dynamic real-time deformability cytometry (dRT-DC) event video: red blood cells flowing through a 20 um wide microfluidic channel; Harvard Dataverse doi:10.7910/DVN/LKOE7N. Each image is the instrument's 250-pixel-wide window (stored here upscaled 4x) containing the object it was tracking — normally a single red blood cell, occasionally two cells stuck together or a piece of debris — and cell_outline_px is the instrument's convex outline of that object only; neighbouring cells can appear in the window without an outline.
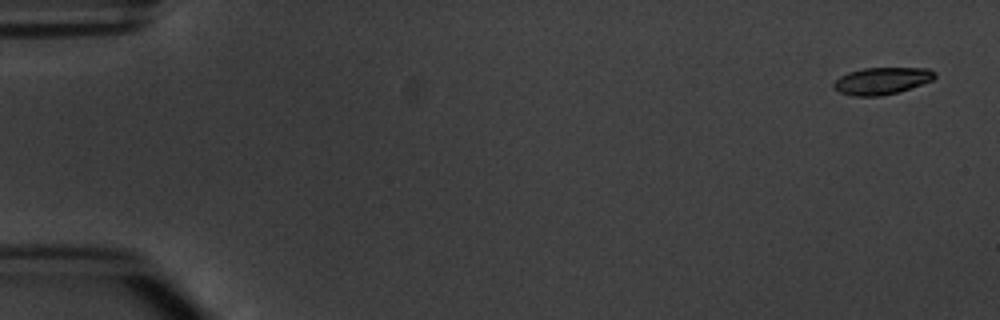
{"species": "common noctule bat (a hibernating species)", "species_latin": "Nyctalus noctula", "temperature_condition": "warm", "stored_images_in_passage": 5, "camera_frame_rate_fps": 3000, "um_per_image_px": 0.085, "animal": {"sex": "male", "body_mass_g": 20.1, "forearm_length_mm": 53.5}, "frame": {"image": 1, "passage_image": 1, "time_ms": 0.0, "image_size_px": [1000, 320], "cell_outline_px": [[936, 76], [932, 80], [900, 92], [880, 96], [852, 96], [840, 92], [832, 88], [832, 84], [840, 76], [848, 72], [864, 68], [928, 68], [936, 72]], "centroid_in_image_um": [74.94, 6.87], "position_along_channel_um": 10.1, "area_um2": 16.01}}
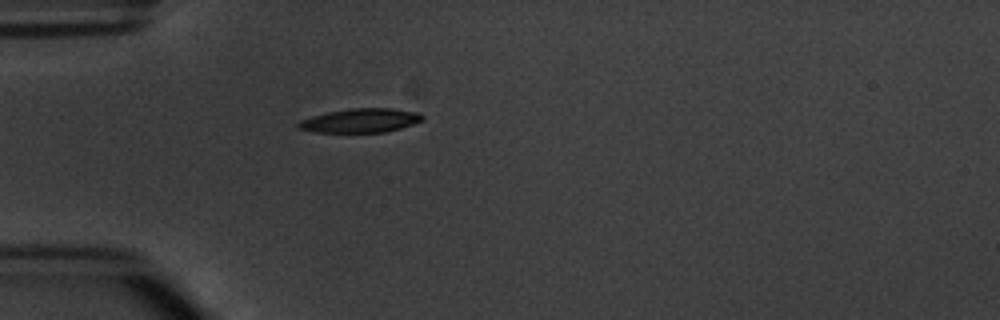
{"frame": {"image": 2, "passage_image": 5, "time_ms": 4.667, "image_size_px": [1000, 320], "cell_outline_px": [[424, 120], [400, 128], [384, 132], [316, 132], [296, 128], [296, 124], [300, 120], [312, 116], [328, 112], [352, 108], [392, 108], [416, 112], [424, 116]], "centroid_in_image_um": [30.62, 10.24], "position_along_channel_um": 54.4, "area_um2": 17.28}}